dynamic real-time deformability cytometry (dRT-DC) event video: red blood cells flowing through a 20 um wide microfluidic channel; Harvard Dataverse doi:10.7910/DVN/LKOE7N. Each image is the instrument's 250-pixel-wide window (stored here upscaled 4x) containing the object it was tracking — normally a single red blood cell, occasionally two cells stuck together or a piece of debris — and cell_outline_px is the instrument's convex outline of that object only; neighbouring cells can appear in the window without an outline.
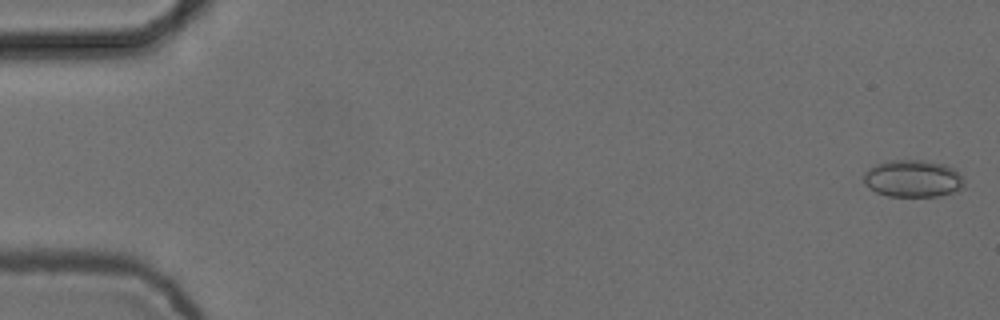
{"species": "common noctule bat (a hibernating species)", "species_latin": "Nyctalus noctula", "temperature_condition": "cold", "stored_images_in_passage": 5, "camera_frame_rate_fps": 3000, "um_per_image_px": 0.085, "animal": {"sex": "female", "body_mass_g": 24.6, "forearm_length_mm": 56.2}, "frame": {"image": 1, "passage_image": 1, "time_ms": 0.0, "image_size_px": [1000, 320], "cell_outline_px": [[964, 188], [952, 192], [936, 196], [888, 196], [876, 192], [864, 184], [864, 172], [868, 168], [876, 164], [888, 160], [924, 160], [944, 164], [960, 172], [964, 180]], "centroid_in_image_um": [77.59, 15.17], "position_along_channel_um": 7.4, "area_um2": 21.91}}
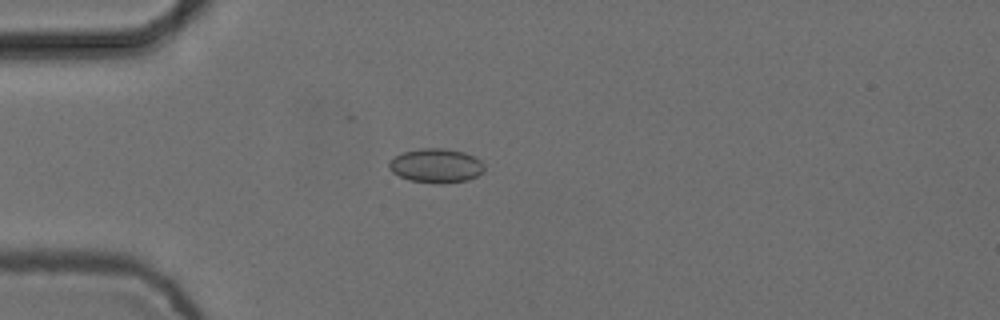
{"frame": {"image": 2, "passage_image": 5, "time_ms": 1.333, "image_size_px": [1000, 320], "cell_outline_px": [[484, 172], [468, 180], [440, 184], [408, 180], [392, 172], [388, 168], [388, 164], [396, 156], [404, 152], [420, 148], [444, 148], [464, 152], [476, 156], [484, 164]], "centroid_in_image_um": [37.1, 14.08], "position_along_channel_um": 47.9, "area_um2": 19.07}}